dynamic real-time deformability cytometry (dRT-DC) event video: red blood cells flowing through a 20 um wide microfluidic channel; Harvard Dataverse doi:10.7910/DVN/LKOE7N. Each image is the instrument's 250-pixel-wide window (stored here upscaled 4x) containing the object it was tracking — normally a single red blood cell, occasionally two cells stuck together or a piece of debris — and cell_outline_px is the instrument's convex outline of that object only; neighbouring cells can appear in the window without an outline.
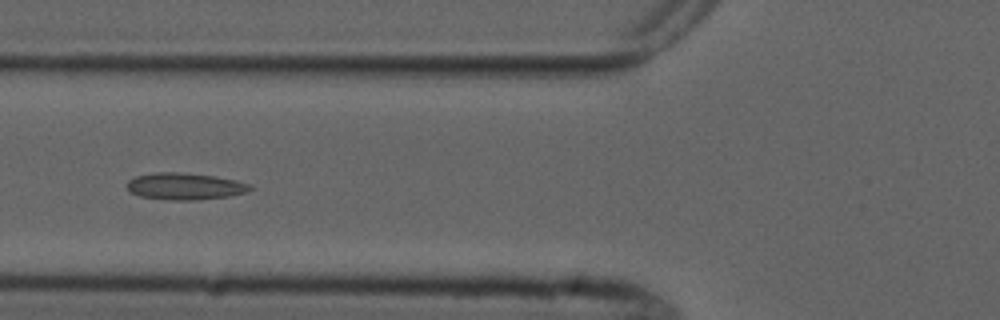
{"species": "common noctule bat (a hibernating species)", "species_latin": "Nyctalus noctula", "temperature_condition": "cold", "stored_images_in_passage": 6, "camera_frame_rate_fps": 3000, "um_per_image_px": 0.085, "animal": {"sex": "male", "forearm_length_mm": 52.5}, "frame": {"image": 1, "passage_image": 4, "time_ms": 3.333, "image_size_px": [1000, 320], "cell_outline_px": [[252, 188], [248, 192], [228, 196], [196, 200], [172, 200], [140, 196], [132, 192], [128, 188], [128, 180], [136, 176], [156, 172], [176, 172], [212, 176], [236, 180], [252, 184]], "centroid_in_image_um": [15.75, 15.83], "position_along_channel_um": 110.0, "area_um2": 19.02}}
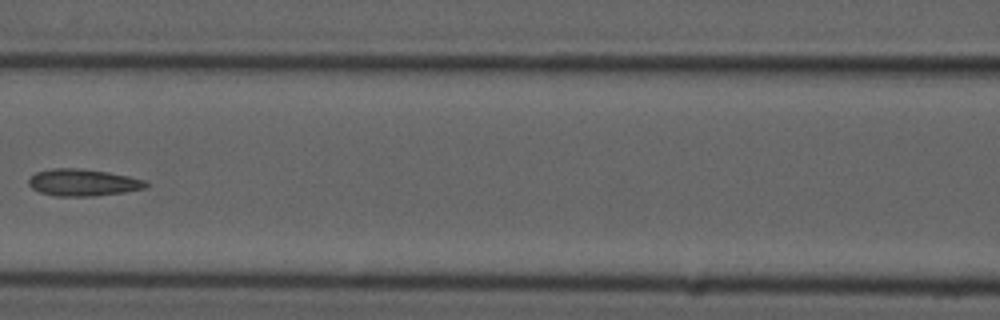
{"frame": {"image": 2, "passage_image": 5, "time_ms": 4.667, "image_size_px": [1000, 320], "cell_outline_px": [[148, 184], [144, 188], [124, 192], [92, 196], [56, 196], [40, 192], [32, 188], [28, 184], [28, 180], [36, 172], [52, 168], [76, 168], [108, 172], [148, 180]], "centroid_in_image_um": [7.05, 15.51], "position_along_channel_um": 159.5, "area_um2": 18.32}}
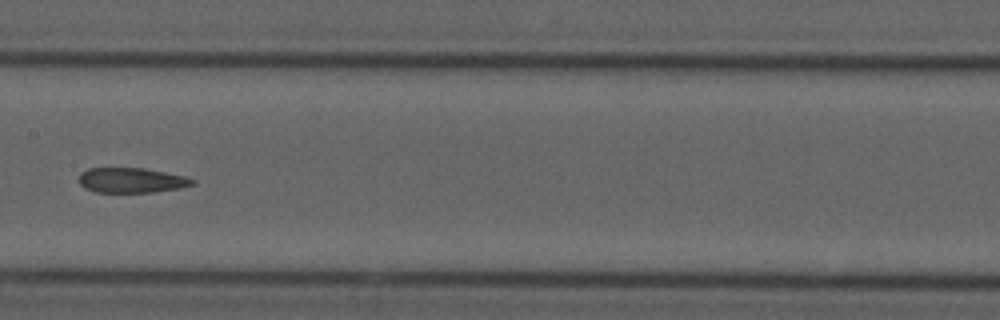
{"frame": {"image": 3, "passage_image": 6, "time_ms": 5.667, "image_size_px": [1000, 320], "cell_outline_px": [[196, 184], [180, 188], [152, 192], [96, 192], [84, 188], [76, 180], [80, 172], [88, 168], [144, 168], [184, 176], [196, 180]], "centroid_in_image_um": [11.13, 15.32], "position_along_channel_um": 196.3, "area_um2": 16.7}}